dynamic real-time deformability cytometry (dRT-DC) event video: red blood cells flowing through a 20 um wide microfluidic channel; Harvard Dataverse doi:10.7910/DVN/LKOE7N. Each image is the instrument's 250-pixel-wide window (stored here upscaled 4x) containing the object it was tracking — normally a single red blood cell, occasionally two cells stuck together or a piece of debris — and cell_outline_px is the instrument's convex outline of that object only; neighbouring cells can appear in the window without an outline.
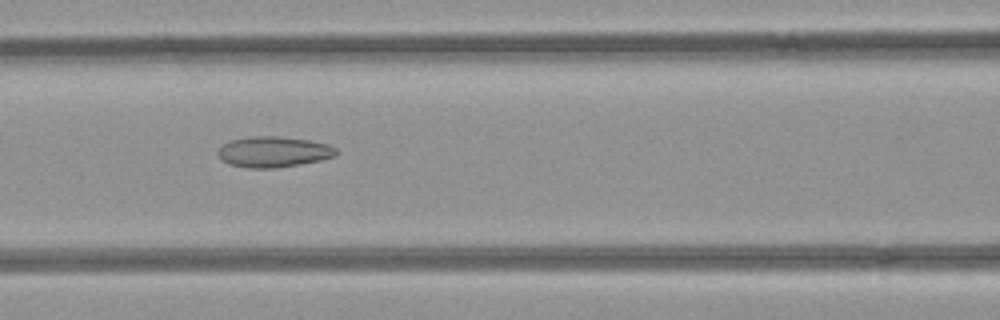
{"species": "common noctule bat (a hibernating species)", "species_latin": "Nyctalus noctula", "temperature_condition": "room temperature", "stored_images_in_passage": 42, "camera_frame_rate_fps": 3000, "um_per_image_px": 0.085, "animal": {"sex": "female", "body_mass_g": 21.9}, "frame": {"image": 1, "passage_image": 15, "time_ms": 4.667, "image_size_px": [1000, 320], "cell_outline_px": [[340, 152], [336, 156], [320, 160], [300, 164], [276, 168], [248, 168], [228, 164], [220, 160], [216, 152], [228, 140], [248, 136], [276, 136], [308, 140], [328, 144], [336, 148]], "centroid_in_image_um": [23.23, 12.91], "position_along_channel_um": 143.4, "area_um2": 21.44}}
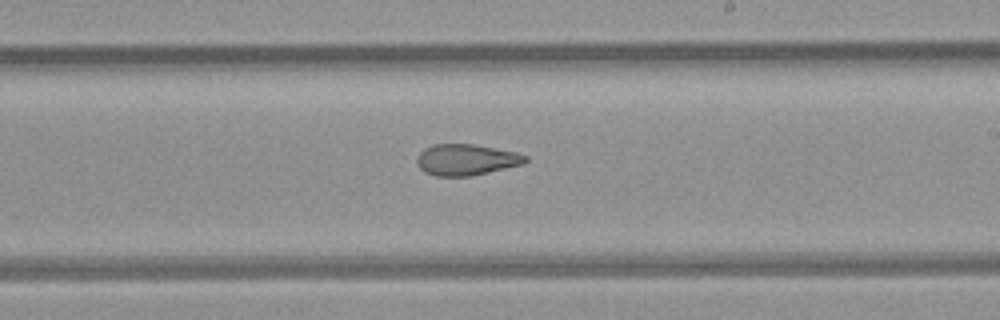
{"frame": {"image": 2, "passage_image": 23, "time_ms": 7.333, "image_size_px": [1000, 320], "cell_outline_px": [[528, 160], [524, 164], [472, 176], [436, 176], [424, 172], [416, 164], [416, 156], [424, 148], [432, 144], [472, 144], [516, 152], [528, 156]], "centroid_in_image_um": [39.61, 13.58], "position_along_channel_um": 249.4, "area_um2": 19.88}}
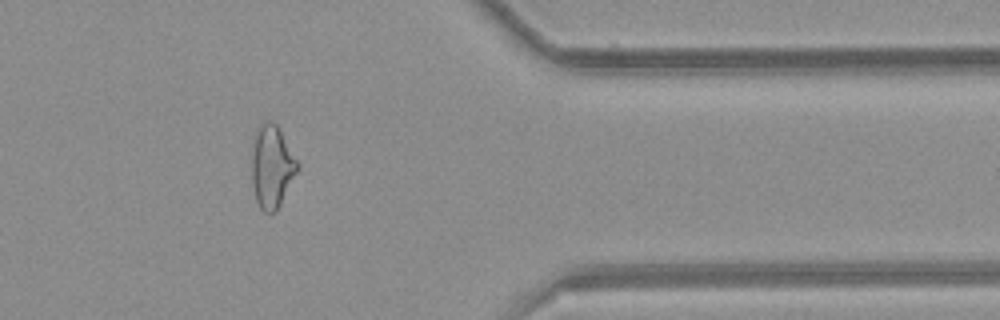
{"frame": {"image": 3, "passage_image": 35, "time_ms": 11.333, "image_size_px": [1000, 320], "cell_outline_px": [[300, 164], [276, 212], [264, 212], [260, 208], [256, 200], [252, 184], [252, 136], [256, 128], [264, 120], [272, 120], [276, 124]], "centroid_in_image_um": [23.07, 14.11], "position_along_channel_um": 388.3, "area_um2": 22.08}}